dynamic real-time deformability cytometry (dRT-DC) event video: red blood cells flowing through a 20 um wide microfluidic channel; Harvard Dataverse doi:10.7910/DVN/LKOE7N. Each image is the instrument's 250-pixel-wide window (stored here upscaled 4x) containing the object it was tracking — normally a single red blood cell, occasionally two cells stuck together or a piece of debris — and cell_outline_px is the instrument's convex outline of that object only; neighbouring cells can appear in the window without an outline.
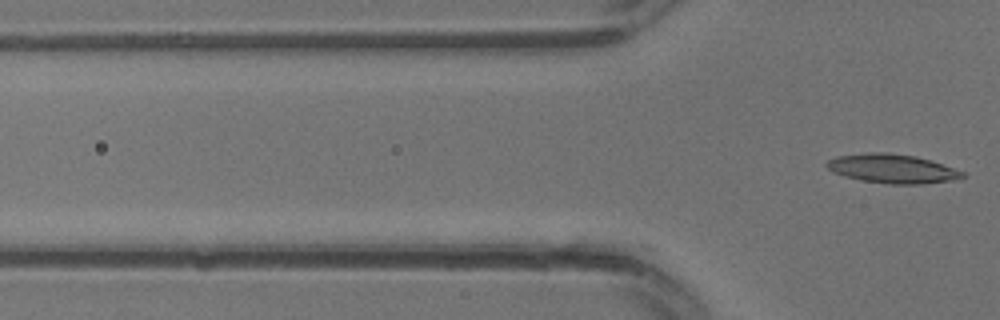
{"species": "common noctule bat (a hibernating species)", "species_latin": "Nyctalus noctula", "temperature_condition": "warm", "stored_images_in_passage": 2, "camera_frame_rate_fps": 3000, "um_per_image_px": 0.085, "animal": {"sex": "male", "body_mass_g": 13.3}, "frame": {"image": 1, "passage_image": 2, "time_ms": 0.333, "image_size_px": [1000, 320], "cell_outline_px": [[968, 176], [952, 180], [920, 184], [888, 184], [860, 180], [844, 176], [832, 172], [824, 164], [828, 160], [836, 156], [868, 152], [888, 152], [916, 156], [932, 160], [964, 172]], "centroid_in_image_um": [75.83, 14.33], "position_along_channel_um": 50.0, "area_um2": 23.18}}